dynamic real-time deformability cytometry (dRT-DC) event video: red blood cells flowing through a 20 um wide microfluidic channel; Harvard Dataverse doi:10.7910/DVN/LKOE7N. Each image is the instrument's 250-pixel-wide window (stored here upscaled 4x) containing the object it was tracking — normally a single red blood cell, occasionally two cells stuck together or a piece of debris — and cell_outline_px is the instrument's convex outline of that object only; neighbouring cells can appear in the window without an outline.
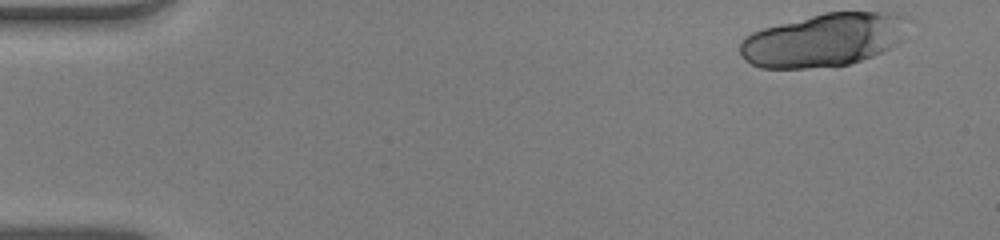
{"species": "human", "species_latin": "Homo sapiens", "temperature_condition": "warm", "stored_images_in_passage": 18, "camera_frame_rate_fps": 3000, "um_per_image_px": 0.085, "donor": {"sex": "male"}, "frame": {"image": 1, "passage_image": 1, "time_ms": 0.0, "image_size_px": [1000, 240], "cell_outline_px": [[916, 20], [904, 40], [900, 44], [872, 56], [848, 64], [804, 68], [760, 68], [744, 60], [740, 56], [740, 40], [744, 36], [752, 32], [764, 28], [824, 12], [900, 12]], "centroid_in_image_um": [70.15, 3.36], "position_along_channel_um": 14.8, "area_um2": 53.23}}
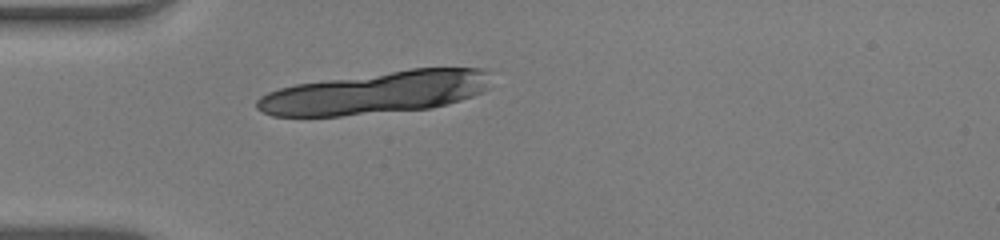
{"frame": {"image": 2, "passage_image": 13, "time_ms": 4.0, "image_size_px": [1000, 240], "cell_outline_px": [[488, 88], [484, 92], [448, 104], [432, 108], [340, 116], [272, 116], [256, 108], [256, 100], [260, 96], [268, 92], [280, 88], [296, 84], [412, 68], [484, 68], [488, 72]], "centroid_in_image_um": [31.95, 7.88], "position_along_channel_um": 53.0, "area_um2": 57.63}}